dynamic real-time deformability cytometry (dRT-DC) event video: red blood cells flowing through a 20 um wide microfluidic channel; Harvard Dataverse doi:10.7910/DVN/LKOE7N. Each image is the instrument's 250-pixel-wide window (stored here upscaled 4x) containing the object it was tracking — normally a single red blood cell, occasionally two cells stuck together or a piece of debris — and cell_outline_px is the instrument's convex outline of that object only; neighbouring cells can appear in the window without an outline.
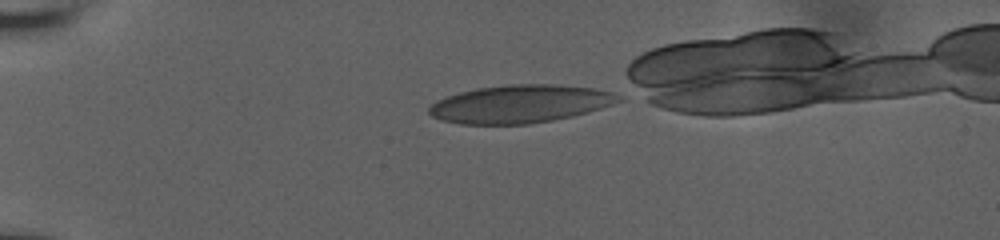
{"species": "human", "species_latin": "Homo sapiens", "temperature_condition": "room temperature", "stored_images_in_passage": 37, "camera_frame_rate_fps": 3000, "um_per_image_px": 0.085, "donor": {"sex": "male"}, "frame": {"image": 1, "passage_image": 1, "time_ms": 0.0, "image_size_px": [1000, 240], "cell_outline_px": [[624, 100], [588, 112], [572, 116], [552, 120], [528, 124], [460, 124], [444, 120], [432, 116], [428, 112], [428, 108], [436, 100], [444, 96], [476, 88], [508, 84], [556, 84], [596, 88], [612, 92], [620, 96]], "centroid_in_image_um": [44.21, 8.82], "position_along_channel_um": 40.8, "area_um2": 42.02}}
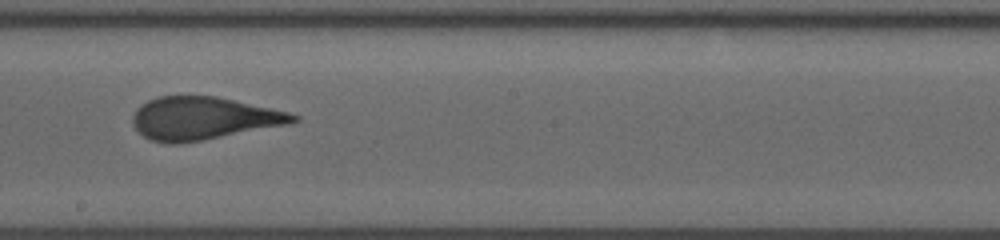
{"frame": {"image": 2, "passage_image": 20, "time_ms": 6.333, "image_size_px": [1000, 240], "cell_outline_px": [[300, 120], [288, 124], [204, 140], [180, 144], [168, 144], [152, 140], [144, 136], [132, 124], [132, 116], [136, 108], [140, 104], [156, 96], [216, 96], [288, 112], [300, 116]], "centroid_in_image_um": [17.25, 10.06], "position_along_channel_um": 231.0, "area_um2": 40.0}}
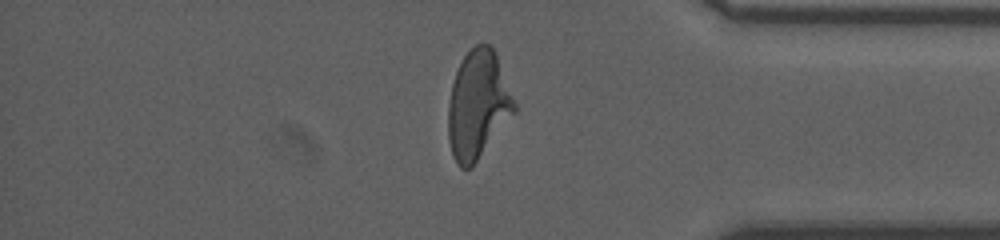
{"frame": {"image": 3, "passage_image": 34, "time_ms": 11.0, "image_size_px": [1000, 240], "cell_outline_px": [[516, 112], [472, 168], [460, 168], [456, 164], [452, 156], [448, 140], [448, 104], [452, 84], [460, 60], [476, 44], [488, 44], [496, 52], [516, 104]], "centroid_in_image_um": [40.62, 8.95], "position_along_channel_um": 394.6, "area_um2": 42.02}}